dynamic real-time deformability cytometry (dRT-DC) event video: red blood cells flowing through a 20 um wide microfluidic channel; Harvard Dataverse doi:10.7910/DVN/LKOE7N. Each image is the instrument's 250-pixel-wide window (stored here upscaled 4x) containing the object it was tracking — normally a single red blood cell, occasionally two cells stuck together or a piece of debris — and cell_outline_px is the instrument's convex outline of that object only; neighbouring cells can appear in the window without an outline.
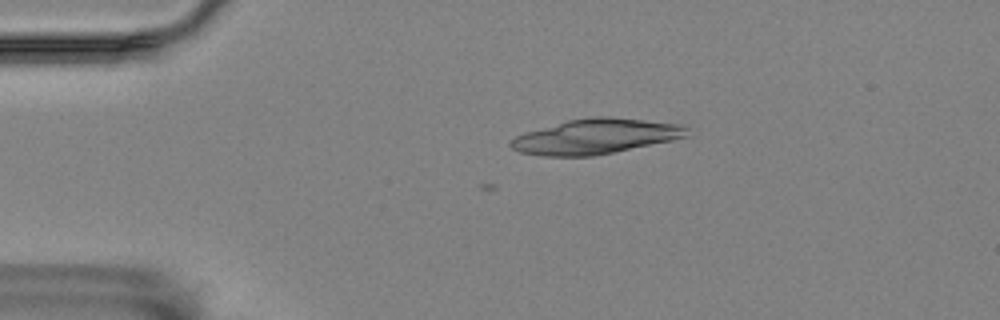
{"species": "Egyptian fruit bat (a non-hibernating species)", "species_latin": "Rousettus aegyptiacus", "temperature_condition": "room temperature", "stored_images_in_passage": 4, "camera_frame_rate_fps": 3000, "um_per_image_px": 0.085, "animal": {"sex": "female"}, "frame": {"image": 1, "passage_image": 3, "time_ms": 0.667, "image_size_px": [1000, 320], "cell_outline_px": [[688, 136], [672, 140], [592, 156], [544, 156], [520, 152], [512, 148], [508, 144], [516, 136], [524, 132], [568, 120], [592, 116], [608, 116], [680, 124], [688, 128]], "centroid_in_image_um": [50.61, 11.59], "position_along_channel_um": 34.4, "area_um2": 35.72}}